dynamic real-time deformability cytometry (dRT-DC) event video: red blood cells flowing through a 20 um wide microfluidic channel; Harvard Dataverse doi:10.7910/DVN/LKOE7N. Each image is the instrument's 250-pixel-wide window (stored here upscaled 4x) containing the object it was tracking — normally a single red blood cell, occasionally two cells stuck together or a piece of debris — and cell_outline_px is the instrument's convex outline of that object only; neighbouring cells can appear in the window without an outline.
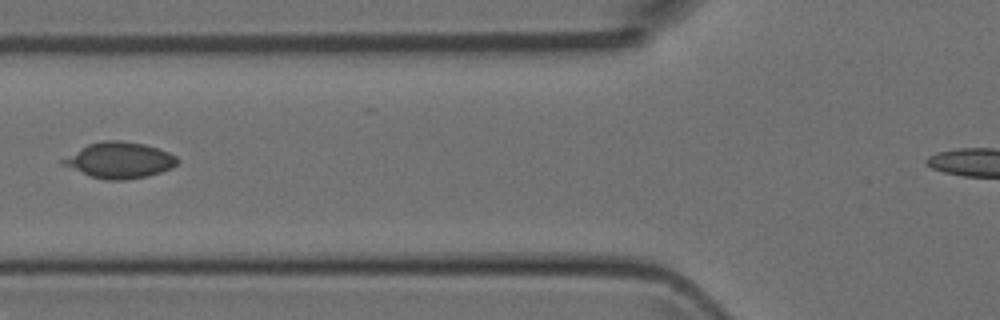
{"species": "Egyptian fruit bat (a non-hibernating species)", "species_latin": "Rousettus aegyptiacus", "temperature_condition": "room temperature", "stored_images_in_passage": 7, "camera_frame_rate_fps": 3000, "um_per_image_px": 0.085, "animal": {"sex": "female"}, "frame": {"image": 1, "passage_image": 6, "time_ms": 6.0, "image_size_px": [1000, 320], "cell_outline_px": [[180, 160], [172, 168], [148, 176], [128, 180], [104, 180], [92, 176], [60, 164], [60, 160], [80, 148], [88, 144], [104, 140], [120, 140], [144, 144], [168, 152], [176, 156]], "centroid_in_image_um": [10.16, 13.62], "position_along_channel_um": 115.6, "area_um2": 23.93}}
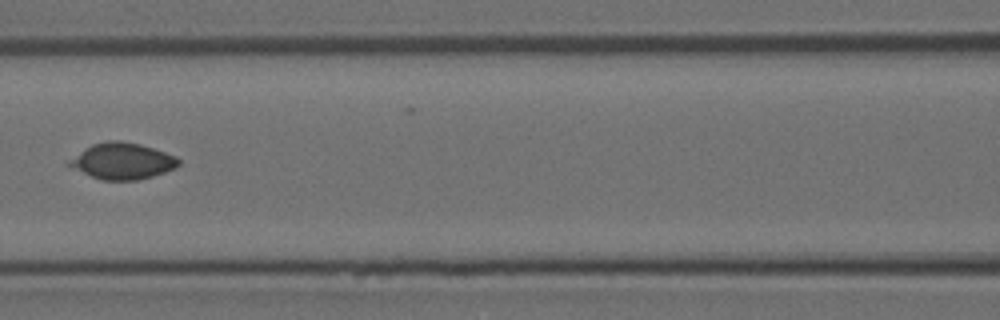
{"frame": {"image": 2, "passage_image": 7, "time_ms": 7.0, "image_size_px": [1000, 320], "cell_outline_px": [[180, 164], [176, 168], [152, 176], [136, 180], [100, 180], [68, 164], [68, 160], [92, 144], [108, 140], [120, 140], [140, 144], [176, 156], [180, 160]], "centroid_in_image_um": [10.44, 13.68], "position_along_channel_um": 156.2, "area_um2": 22.77}}